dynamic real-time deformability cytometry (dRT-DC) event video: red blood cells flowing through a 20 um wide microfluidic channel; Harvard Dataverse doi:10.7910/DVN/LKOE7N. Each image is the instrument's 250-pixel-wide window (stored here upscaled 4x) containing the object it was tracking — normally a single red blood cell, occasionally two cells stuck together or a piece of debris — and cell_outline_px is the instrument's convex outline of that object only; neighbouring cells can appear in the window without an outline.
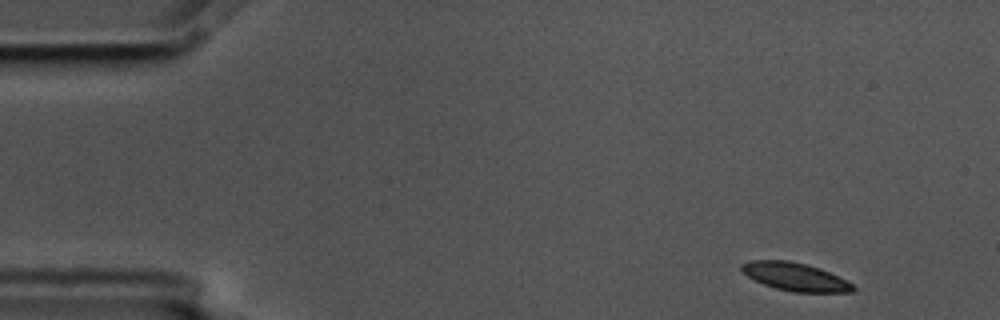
{"species": "common noctule bat (a hibernating species)", "species_latin": "Nyctalus noctula", "temperature_condition": "cold", "stored_images_in_passage": 4, "camera_frame_rate_fps": 3000, "um_per_image_px": 0.085, "animal": {"sex": "male", "body_mass_g": 17.5, "forearm_length_mm": 52.3}, "frame": {"image": 1, "passage_image": 1, "time_ms": 0.0, "image_size_px": [1000, 320], "cell_outline_px": [[856, 288], [852, 292], [792, 292], [776, 288], [764, 284], [748, 276], [740, 268], [740, 264], [752, 260], [788, 260], [808, 264], [820, 268], [852, 284]], "centroid_in_image_um": [67.57, 23.51], "position_along_channel_um": 17.4, "area_um2": 18.03}}
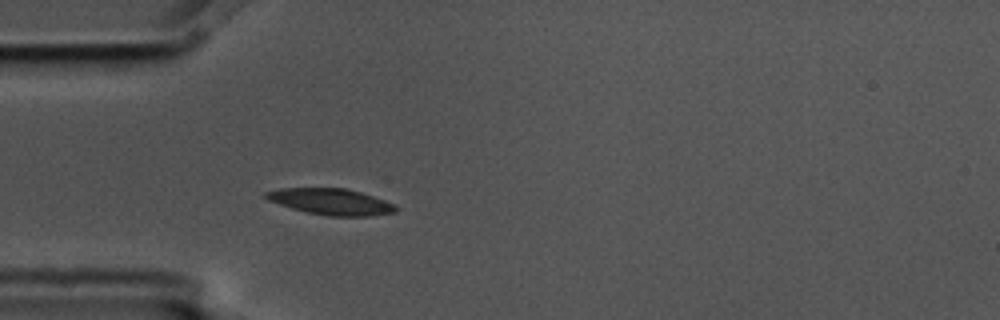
{"frame": {"image": 2, "passage_image": 4, "time_ms": 1.0, "image_size_px": [1000, 320], "cell_outline_px": [[400, 208], [396, 212], [368, 216], [328, 216], [308, 212], [292, 208], [268, 200], [264, 196], [264, 192], [280, 188], [344, 188], [360, 192], [396, 204]], "centroid_in_image_um": [28.16, 17.14], "position_along_channel_um": 56.8, "area_um2": 19.77}}